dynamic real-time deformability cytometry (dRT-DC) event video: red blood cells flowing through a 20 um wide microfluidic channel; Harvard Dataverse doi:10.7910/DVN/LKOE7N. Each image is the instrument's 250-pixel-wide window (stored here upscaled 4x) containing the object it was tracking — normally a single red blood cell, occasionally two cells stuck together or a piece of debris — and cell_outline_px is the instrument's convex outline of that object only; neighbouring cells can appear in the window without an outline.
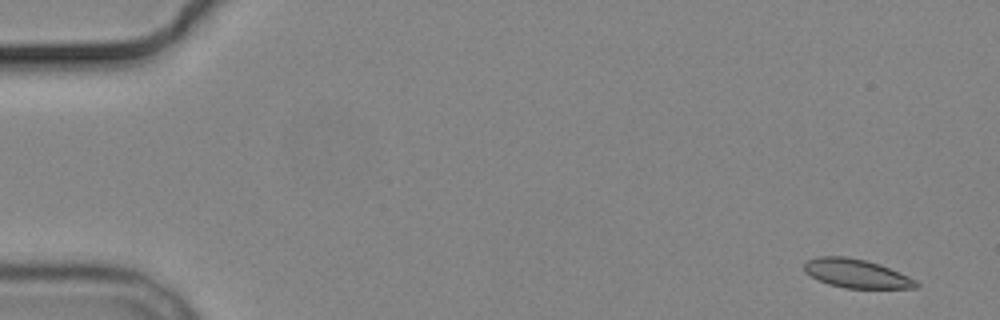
{"species": "common noctule bat (a hibernating species)", "species_latin": "Nyctalus noctula", "temperature_condition": "cold", "stored_images_in_passage": 3, "camera_frame_rate_fps": 3000, "um_per_image_px": 0.085, "animal": {"sex": "male", "body_mass_g": 19.2, "forearm_length_mm": 51.8}, "frame": {"image": 1, "passage_image": 1, "time_ms": 0.0, "image_size_px": [1000, 320], "cell_outline_px": [[920, 284], [916, 288], [844, 288], [828, 284], [804, 272], [804, 260], [816, 256], [844, 256], [864, 260], [880, 264], [908, 276], [916, 280]], "centroid_in_image_um": [72.76, 23.24], "position_along_channel_um": 12.2, "area_um2": 18.79}}
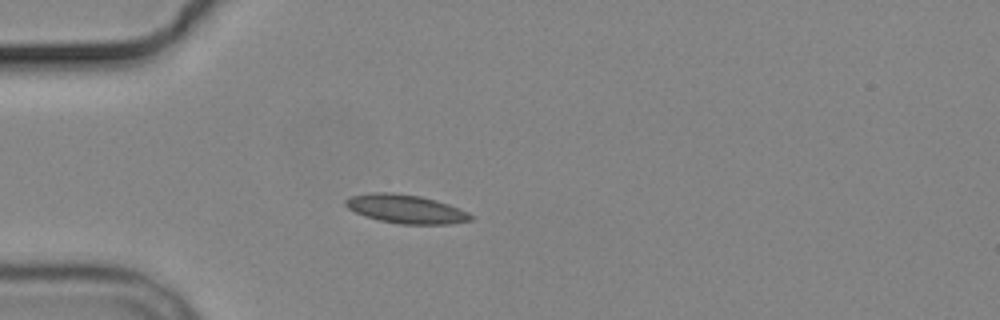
{"frame": {"image": 2, "passage_image": 3, "time_ms": 4.333, "image_size_px": [1000, 320], "cell_outline_px": [[472, 220], [448, 224], [400, 224], [380, 220], [364, 216], [348, 208], [344, 204], [344, 200], [352, 196], [372, 192], [392, 192], [420, 196], [436, 200], [448, 204], [468, 212], [472, 216]], "centroid_in_image_um": [34.48, 17.76], "position_along_channel_um": 50.5, "area_um2": 20.81}}